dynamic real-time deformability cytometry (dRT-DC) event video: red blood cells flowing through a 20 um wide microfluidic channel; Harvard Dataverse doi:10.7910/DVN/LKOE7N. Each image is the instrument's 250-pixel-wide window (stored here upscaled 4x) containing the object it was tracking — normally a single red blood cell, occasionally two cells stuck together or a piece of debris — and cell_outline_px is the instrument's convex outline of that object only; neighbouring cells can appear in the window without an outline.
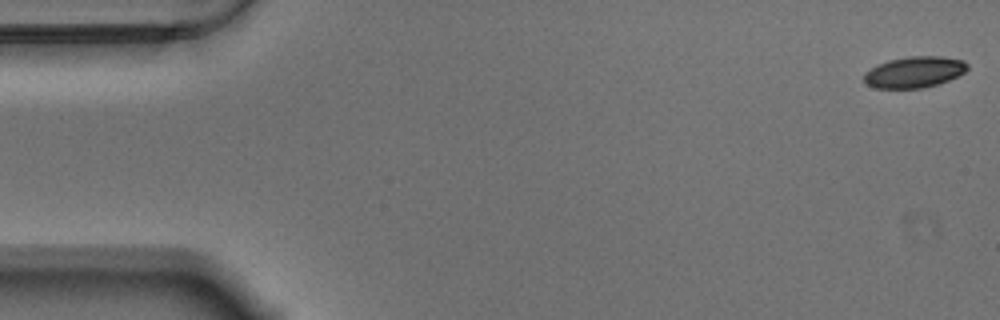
{"species": "Egyptian fruit bat (a non-hibernating species)", "species_latin": "Rousettus aegyptiacus", "temperature_condition": "warm", "stored_images_in_passage": 57, "camera_frame_rate_fps": 3000, "um_per_image_px": 0.085, "animal": {"sex": "male"}, "frame": {"image": 1, "passage_image": 1, "time_ms": 0.0, "image_size_px": [1000, 320], "cell_outline_px": [[968, 68], [964, 72], [948, 80], [924, 88], [876, 88], [868, 84], [864, 80], [864, 72], [876, 64], [888, 60], [908, 56], [940, 56], [964, 60], [968, 64]], "centroid_in_image_um": [77.7, 6.11], "position_along_channel_um": 7.3, "area_um2": 18.79}}
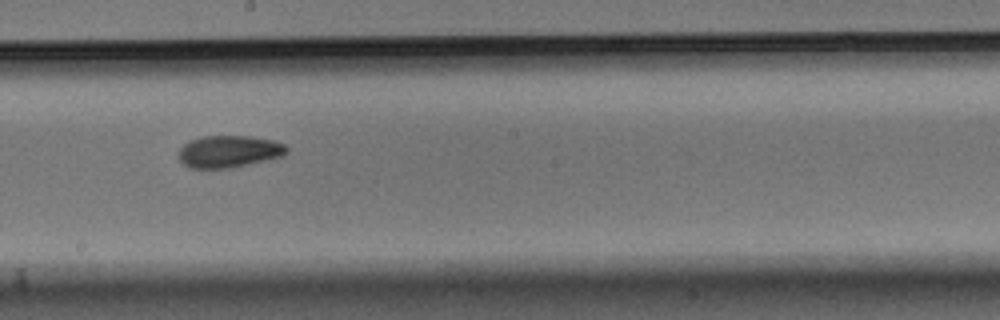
{"frame": {"image": 2, "passage_image": 31, "time_ms": 10.0, "image_size_px": [1000, 320], "cell_outline_px": [[288, 152], [284, 156], [268, 160], [232, 168], [188, 168], [180, 160], [180, 148], [188, 140], [200, 136], [252, 136], [276, 140], [284, 144], [288, 148]], "centroid_in_image_um": [19.5, 12.87], "position_along_channel_um": 228.7, "area_um2": 20.52}}
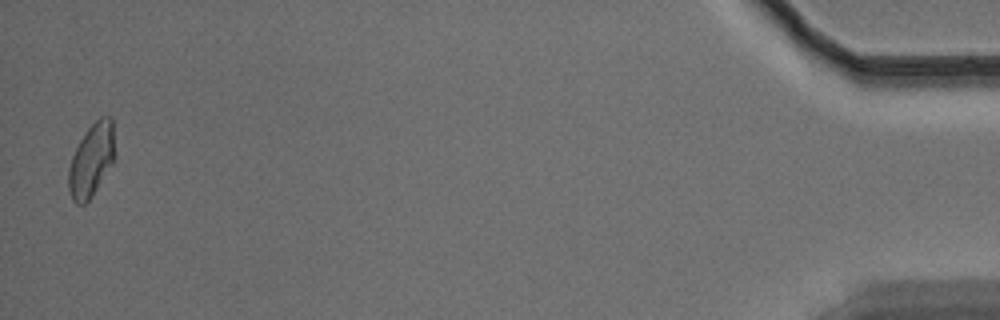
{"frame": {"image": 3, "passage_image": 56, "time_ms": 18.333, "image_size_px": [1000, 320], "cell_outline_px": [[116, 156], [112, 164], [92, 196], [84, 204], [76, 204], [72, 200], [68, 188], [68, 168], [72, 156], [80, 140], [88, 128], [100, 116], [112, 116]], "centroid_in_image_um": [7.79, 13.59], "position_along_channel_um": 427.4, "area_um2": 19.88}, "authors_computed_cell_mechanics": {"area_um2": 19.7098, "velocity_mm_per_s": 3.5234, "shape_relaxation_time_tau1_ms": 5.525, "shape_relaxation_time_tau2_ms": 5.2148, "deformation_change_tau1": 0.1334, "deformation_change_tau2": 0.0748}}